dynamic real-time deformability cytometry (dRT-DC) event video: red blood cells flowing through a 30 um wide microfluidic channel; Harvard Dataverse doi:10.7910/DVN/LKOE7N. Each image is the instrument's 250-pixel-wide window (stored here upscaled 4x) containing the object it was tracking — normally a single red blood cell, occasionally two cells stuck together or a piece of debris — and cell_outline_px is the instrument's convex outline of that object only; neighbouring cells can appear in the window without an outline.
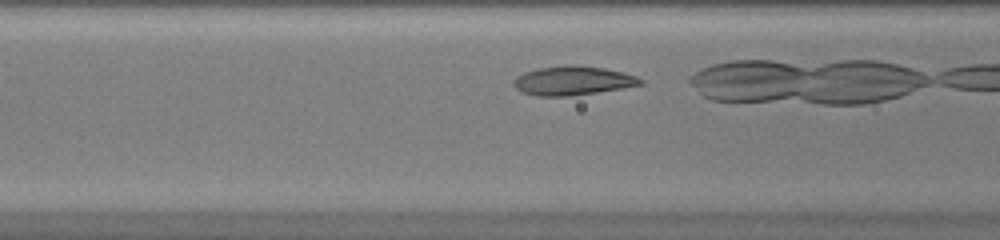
{"species": "common noctule bat (a hibernating species)", "species_latin": "Nyctalus noctula", "temperature_condition": "warm", "stored_images_in_passage": 24, "camera_frame_rate_fps": 3000, "um_per_image_px": 0.085, "animal": {"sex": "female", "body_mass_g": 20.0, "forearm_length_mm": 54.0}, "frame": {"image": 1, "passage_image": 4, "time_ms": 1.0, "image_size_px": [1000, 240], "cell_outline_px": [[644, 84], [596, 92], [568, 96], [536, 96], [520, 92], [512, 84], [516, 76], [524, 72], [540, 68], [604, 68], [624, 72], [636, 76], [644, 80]], "centroid_in_image_um": [48.67, 6.91], "position_along_channel_um": 117.9, "area_um2": 20.52}}